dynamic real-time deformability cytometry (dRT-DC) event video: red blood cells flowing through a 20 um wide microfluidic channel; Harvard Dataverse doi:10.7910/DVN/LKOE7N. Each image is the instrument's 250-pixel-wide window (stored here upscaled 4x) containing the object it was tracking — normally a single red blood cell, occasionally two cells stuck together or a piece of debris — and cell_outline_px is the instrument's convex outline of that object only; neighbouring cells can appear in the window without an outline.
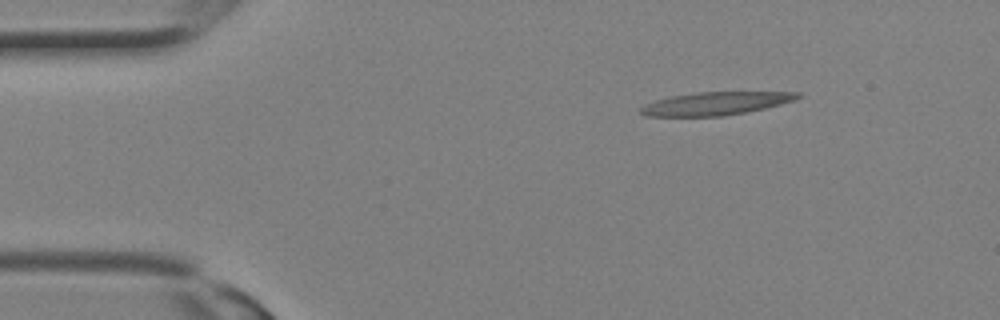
{"species": "Egyptian fruit bat (a non-hibernating species)", "species_latin": "Rousettus aegyptiacus", "temperature_condition": "room temperature", "stored_images_in_passage": 11, "camera_frame_rate_fps": 3000, "um_per_image_px": 0.085, "animal": {"sex": "female"}, "frame": {"image": 1, "passage_image": 1, "time_ms": 0.0, "image_size_px": [1000, 320], "cell_outline_px": [[800, 96], [796, 100], [764, 108], [744, 112], [720, 116], [648, 116], [640, 112], [640, 108], [644, 104], [656, 100], [672, 96], [696, 92], [800, 92]], "centroid_in_image_um": [60.82, 8.79], "position_along_channel_um": 24.2, "area_um2": 20.81}}
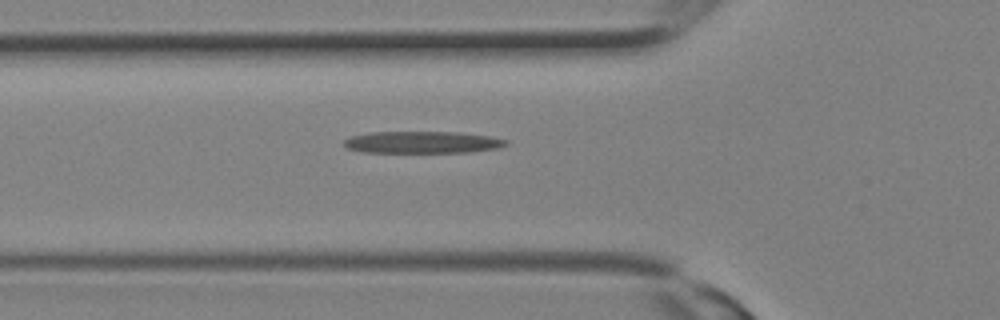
{"frame": {"image": 2, "passage_image": 7, "time_ms": 2.0, "image_size_px": [1000, 320], "cell_outline_px": [[508, 144], [500, 148], [468, 152], [360, 152], [344, 148], [344, 140], [352, 136], [372, 132], [460, 132], [488, 136], [508, 140]], "centroid_in_image_um": [35.9, 12.09], "position_along_channel_um": 89.9, "area_um2": 20.75}}
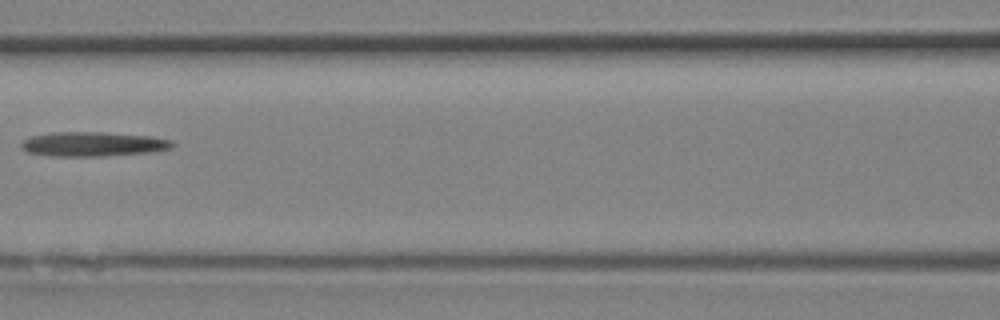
{"frame": {"image": 3, "passage_image": 10, "time_ms": 3.0, "image_size_px": [1000, 320], "cell_outline_px": [[176, 144], [172, 148], [156, 152], [104, 156], [52, 156], [28, 152], [20, 144], [24, 140], [32, 136], [52, 132], [104, 132], [152, 136], [172, 140]], "centroid_in_image_um": [8.0, 12.25], "position_along_channel_um": 158.6, "area_um2": 21.73}}